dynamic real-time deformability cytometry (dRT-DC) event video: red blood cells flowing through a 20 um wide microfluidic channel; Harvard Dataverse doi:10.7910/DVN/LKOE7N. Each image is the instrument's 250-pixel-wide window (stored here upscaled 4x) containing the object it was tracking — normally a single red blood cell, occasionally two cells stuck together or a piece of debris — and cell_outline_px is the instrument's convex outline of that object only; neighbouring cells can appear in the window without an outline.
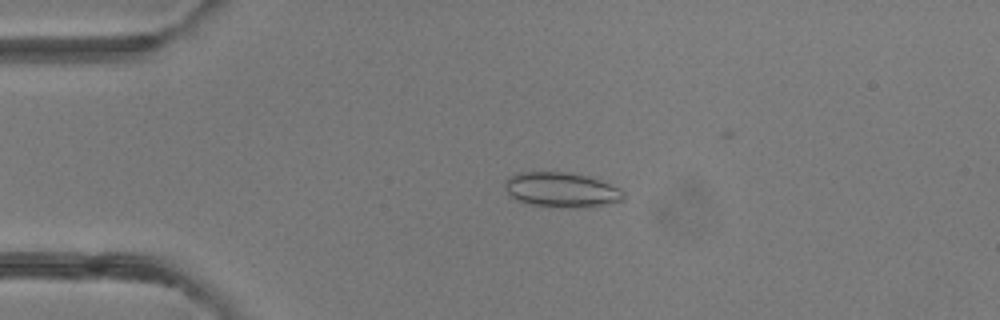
{"species": "common noctule bat (a hibernating species)", "species_latin": "Nyctalus noctula", "temperature_condition": "room temperature", "stored_images_in_passage": 45, "camera_frame_rate_fps": 3000, "um_per_image_px": 0.085, "animal": {"sex": "female"}, "frame": {"image": 1, "passage_image": 8, "time_ms": 2.333, "image_size_px": [1000, 320], "cell_outline_px": [[624, 200], [592, 208], [568, 208], [528, 204], [516, 200], [508, 196], [504, 184], [508, 176], [520, 172], [568, 172], [592, 176], [620, 188], [624, 192]], "centroid_in_image_um": [47.75, 16.14], "position_along_channel_um": 37.2, "area_um2": 24.8}}
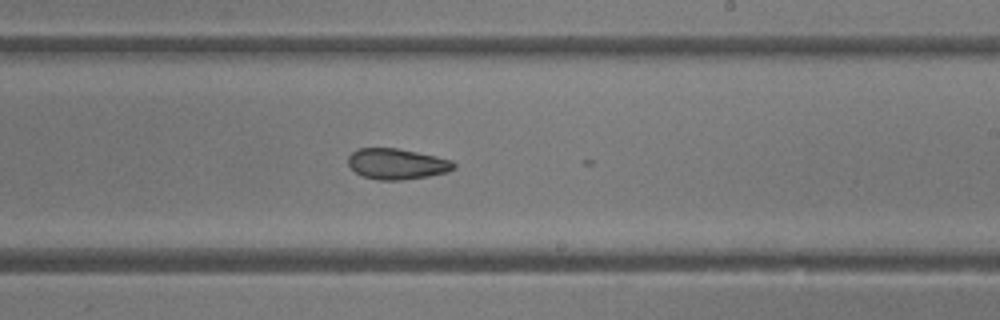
{"frame": {"image": 2, "passage_image": 26, "time_ms": 8.333, "image_size_px": [1000, 320], "cell_outline_px": [[456, 168], [448, 172], [428, 176], [400, 180], [376, 180], [364, 176], [356, 172], [348, 164], [348, 156], [352, 152], [360, 148], [396, 148], [436, 156], [452, 160], [456, 164]], "centroid_in_image_um": [33.76, 13.93], "position_along_channel_um": 255.2, "area_um2": 18.9}}
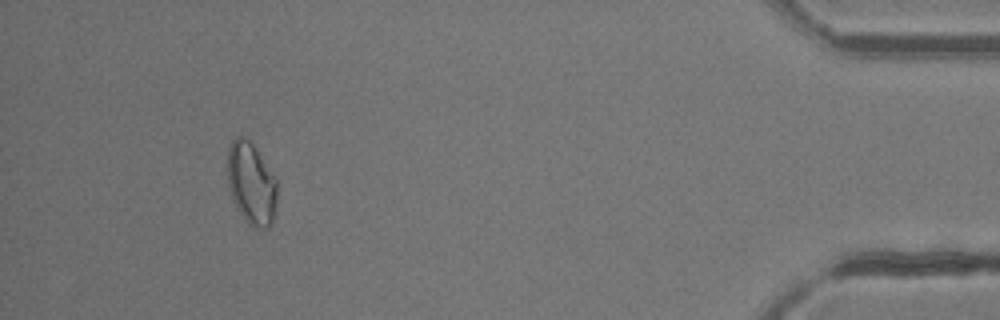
{"frame": {"image": 3, "passage_image": 42, "time_ms": 13.667, "image_size_px": [1000, 320], "cell_outline_px": [[276, 212], [272, 224], [268, 228], [252, 228], [244, 220], [232, 200], [228, 184], [228, 148], [232, 140], [236, 136], [244, 136], [252, 144], [276, 176]], "centroid_in_image_um": [21.37, 15.64], "position_along_channel_um": 413.8, "area_um2": 24.04}, "authors_computed_cell_mechanics": {"area_um2": 20.6346, "velocity_mm_per_s": 4.2269, "shape_relaxation_time_tau1_ms": 4.2154, "shape_relaxation_time_tau2_ms": 2.4561, "deformation_change_tau1": 0.0811, "deformation_change_tau2": 0.0696}}